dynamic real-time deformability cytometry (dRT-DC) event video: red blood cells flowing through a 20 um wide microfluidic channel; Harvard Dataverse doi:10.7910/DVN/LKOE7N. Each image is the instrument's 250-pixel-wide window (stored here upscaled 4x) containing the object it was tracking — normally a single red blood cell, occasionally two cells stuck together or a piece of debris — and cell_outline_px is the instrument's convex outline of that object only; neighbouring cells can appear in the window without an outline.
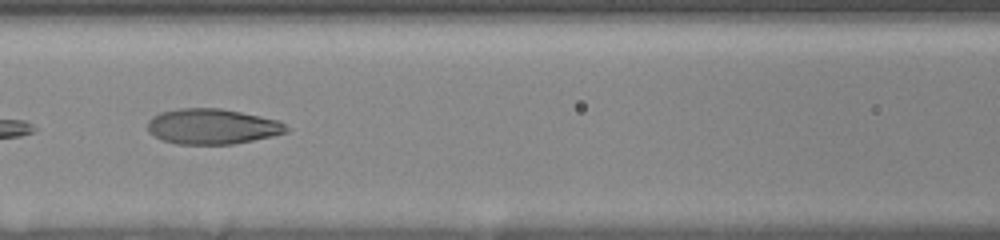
{"species": "human", "species_latin": "Homo sapiens", "temperature_condition": "room temperature", "stored_images_in_passage": 25, "segment_of_instrument_passage": [2, 2], "camera_frame_rate_fps": 3000, "um_per_image_px": 0.085, "donor": {"sex": "female"}, "frame": {"image": 1, "passage_image": 22, "time_ms": 8.333, "image_size_px": [1000, 240], "cell_outline_px": [[288, 132], [272, 136], [232, 144], [176, 144], [160, 140], [148, 132], [148, 120], [152, 116], [160, 112], [180, 108], [220, 108], [280, 120], [288, 128]], "centroid_in_image_um": [18.01, 10.75], "position_along_channel_um": 148.6, "area_um2": 28.73}}
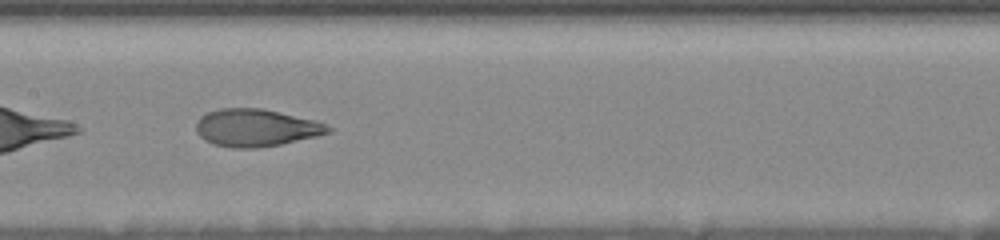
{"frame": {"image": 2, "passage_image": 24, "time_ms": 9.333, "image_size_px": [1000, 240], "cell_outline_px": [[336, 128], [332, 132], [316, 136], [280, 144], [260, 148], [232, 148], [212, 144], [204, 140], [196, 132], [196, 124], [200, 116], [208, 112], [220, 108], [260, 108], [312, 120]], "centroid_in_image_um": [21.73, 10.87], "position_along_channel_um": 185.7, "area_um2": 28.73}}